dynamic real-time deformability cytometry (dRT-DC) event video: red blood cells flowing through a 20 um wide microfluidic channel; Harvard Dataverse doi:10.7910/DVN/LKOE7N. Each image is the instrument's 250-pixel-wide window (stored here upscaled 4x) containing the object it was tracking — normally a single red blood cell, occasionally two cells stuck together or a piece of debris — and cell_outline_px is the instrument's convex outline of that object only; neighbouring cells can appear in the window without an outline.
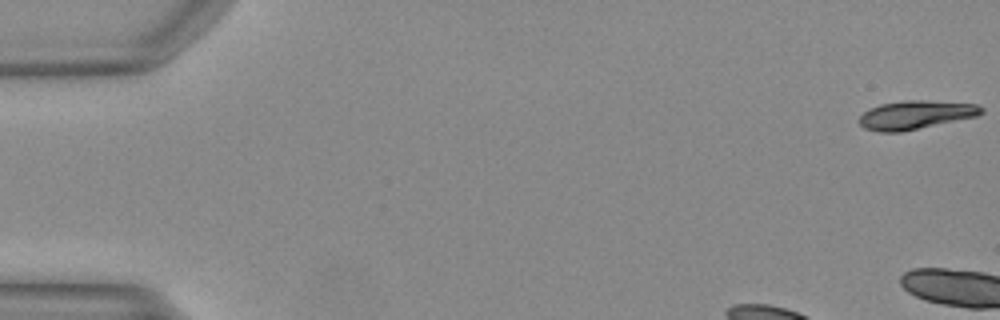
{"species": "Egyptian fruit bat (a non-hibernating species)", "species_latin": "Rousettus aegyptiacus", "temperature_condition": "warm", "stored_images_in_passage": 4, "camera_frame_rate_fps": 3000, "um_per_image_px": 0.085, "animal": {"sex": "female"}, "frame": {"image": 1, "passage_image": 1, "time_ms": 0.0, "image_size_px": [1000, 320], "cell_outline_px": [[984, 112], [976, 116], [900, 132], [880, 132], [864, 128], [860, 124], [860, 116], [868, 108], [880, 104], [904, 100], [924, 100], [980, 104], [984, 108]], "centroid_in_image_um": [77.83, 9.75], "position_along_channel_um": 7.2, "area_um2": 20.29}}